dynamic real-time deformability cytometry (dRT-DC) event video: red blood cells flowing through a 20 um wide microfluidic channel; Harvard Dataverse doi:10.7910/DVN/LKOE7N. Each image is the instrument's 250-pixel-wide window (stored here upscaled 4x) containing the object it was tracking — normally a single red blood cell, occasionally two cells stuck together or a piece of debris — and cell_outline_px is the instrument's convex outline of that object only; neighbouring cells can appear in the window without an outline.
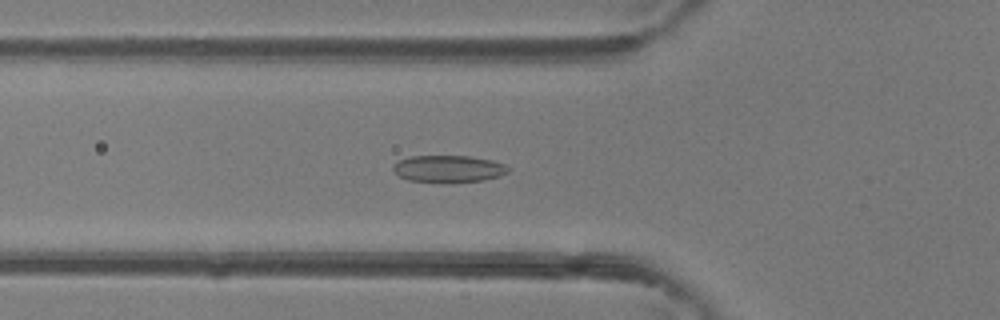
{"species": "common noctule bat (a hibernating species)", "species_latin": "Nyctalus noctula", "temperature_condition": "room temperature", "stored_images_in_passage": 37, "camera_frame_rate_fps": 3000, "um_per_image_px": 0.085, "animal": {"sex": "female"}, "frame": {"image": 1, "passage_image": 7, "time_ms": 2.0, "image_size_px": [1000, 320], "cell_outline_px": [[512, 168], [508, 172], [500, 176], [484, 180], [444, 184], [408, 180], [400, 176], [392, 168], [392, 164], [400, 160], [412, 156], [468, 156], [492, 160], [504, 164]], "centroid_in_image_um": [38.14, 14.37], "position_along_channel_um": 87.7, "area_um2": 18.5}}
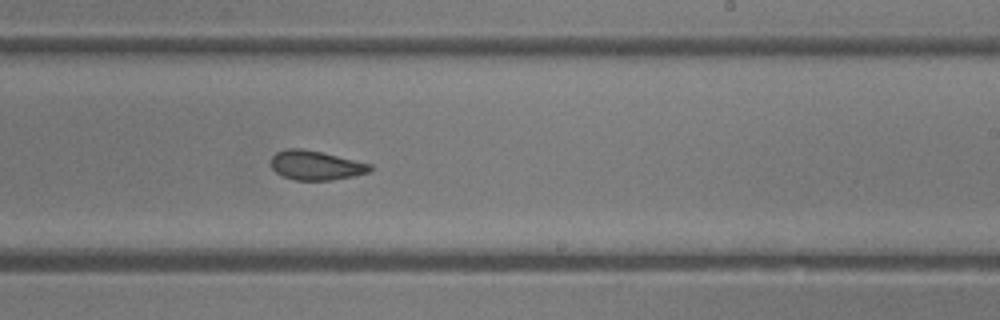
{"frame": {"image": 2, "passage_image": 19, "time_ms": 6.0, "image_size_px": [1000, 320], "cell_outline_px": [[372, 172], [332, 180], [296, 180], [284, 176], [276, 172], [272, 168], [272, 156], [276, 152], [284, 148], [300, 148], [320, 152], [372, 164]], "centroid_in_image_um": [26.86, 14.05], "position_along_channel_um": 262.1, "area_um2": 16.82}}
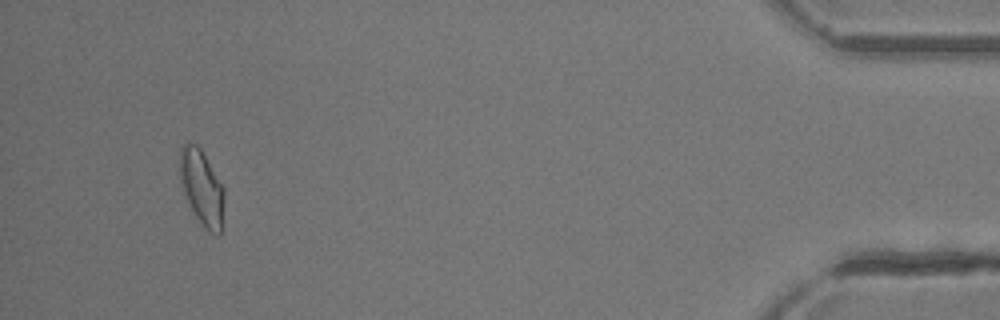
{"frame": {"image": 3, "passage_image": 35, "time_ms": 11.333, "image_size_px": [1000, 320], "cell_outline_px": [[224, 200], [220, 232], [216, 236], [208, 232], [204, 228], [196, 216], [184, 192], [180, 180], [180, 148], [184, 144], [196, 144], [200, 148], [224, 188]], "centroid_in_image_um": [17.16, 15.96], "position_along_channel_um": 418.0, "area_um2": 19.02}, "authors_computed_cell_mechanics": {"area_um2": 17.6868, "velocity_mm_per_s": 4.356, "shape_relaxation_time_tau1_ms": null, "shape_relaxation_time_tau2_ms": 1.219, "deformation_change_tau1": null, "deformation_change_tau2": 0.0709}}